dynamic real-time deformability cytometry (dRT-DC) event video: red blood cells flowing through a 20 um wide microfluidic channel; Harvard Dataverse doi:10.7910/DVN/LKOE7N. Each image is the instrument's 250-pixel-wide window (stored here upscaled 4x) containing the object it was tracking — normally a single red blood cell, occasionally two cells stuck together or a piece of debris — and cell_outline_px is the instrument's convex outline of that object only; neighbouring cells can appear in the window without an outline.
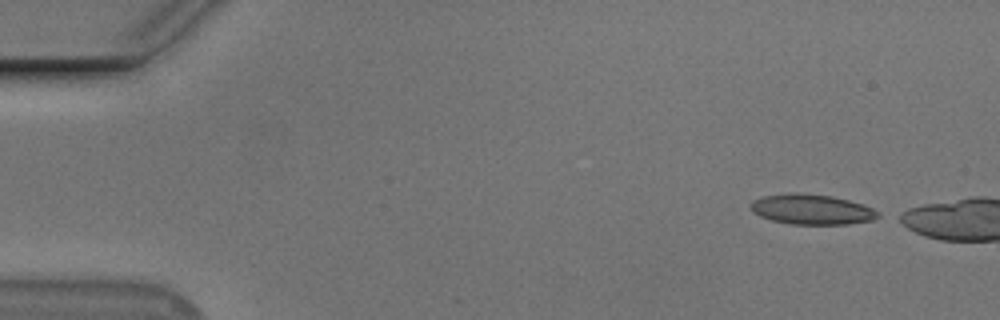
{"species": "Egyptian fruit bat (a non-hibernating species)", "species_latin": "Rousettus aegyptiacus", "temperature_condition": "cold", "stored_images_in_passage": 5, "camera_frame_rate_fps": 3000, "um_per_image_px": 0.085, "animal": {"sex": "male"}, "frame": {"image": 1, "passage_image": 1, "time_ms": 0.0, "image_size_px": [1000, 320], "cell_outline_px": [[880, 216], [872, 220], [848, 224], [792, 224], [772, 220], [760, 216], [752, 212], [752, 200], [764, 196], [832, 196], [848, 200], [872, 208], [880, 212]], "centroid_in_image_um": [69.06, 17.86], "position_along_channel_um": 15.9, "area_um2": 21.21}}